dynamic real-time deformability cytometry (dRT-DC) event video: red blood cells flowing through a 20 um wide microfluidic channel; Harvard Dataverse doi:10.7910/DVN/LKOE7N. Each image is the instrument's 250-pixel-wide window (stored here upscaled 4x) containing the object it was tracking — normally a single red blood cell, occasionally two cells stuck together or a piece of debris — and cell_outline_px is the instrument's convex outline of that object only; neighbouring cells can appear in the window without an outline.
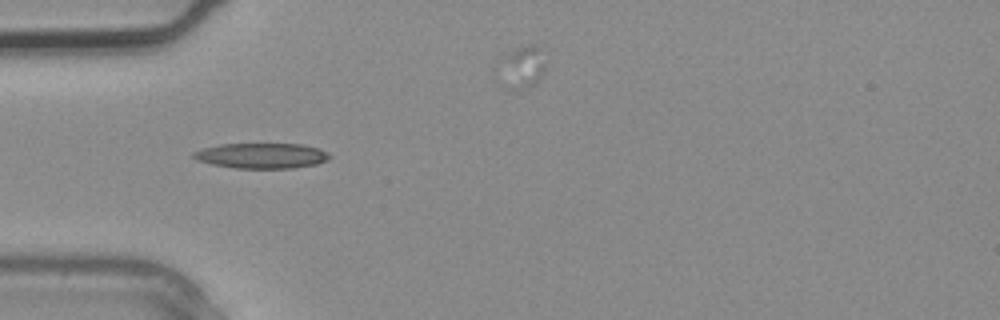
{"species": "common noctule bat (a hibernating species)", "species_latin": "Nyctalus noctula", "temperature_condition": "warm", "stored_images_in_passage": 2, "camera_frame_rate_fps": 3000, "um_per_image_px": 0.085, "animal": {"sex": "male", "body_mass_g": 20.4}, "frame": {"image": 1, "passage_image": 1, "time_ms": 0.0, "image_size_px": [1000, 320], "cell_outline_px": [[332, 156], [328, 160], [316, 164], [292, 168], [236, 168], [212, 164], [196, 160], [192, 156], [192, 152], [204, 148], [220, 144], [304, 144], [320, 148]], "centroid_in_image_um": [22.26, 13.23], "position_along_channel_um": 62.7, "area_um2": 20.11}}